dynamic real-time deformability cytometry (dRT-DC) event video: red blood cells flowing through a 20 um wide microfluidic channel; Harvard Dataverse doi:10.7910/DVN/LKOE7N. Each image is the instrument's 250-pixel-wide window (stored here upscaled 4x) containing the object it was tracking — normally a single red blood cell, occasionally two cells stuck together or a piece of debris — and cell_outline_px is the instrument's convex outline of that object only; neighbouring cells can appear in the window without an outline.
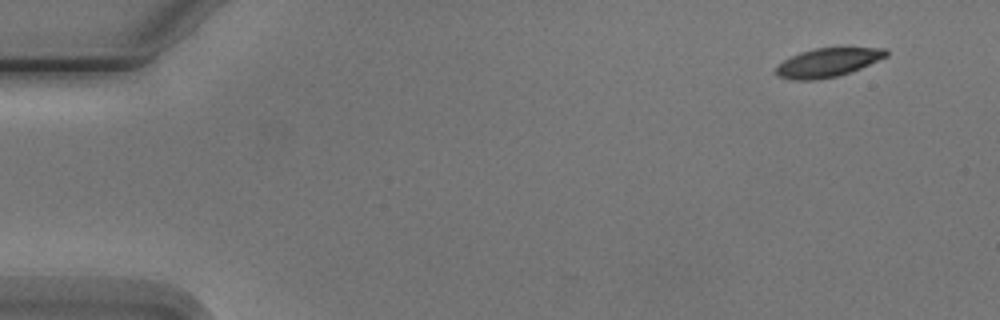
{"species": "Egyptian fruit bat (a non-hibernating species)", "species_latin": "Rousettus aegyptiacus", "temperature_condition": "cold", "stored_images_in_passage": 5, "camera_frame_rate_fps": 3000, "um_per_image_px": 0.085, "animal": {"sex": "male"}, "frame": {"image": 1, "passage_image": 1, "time_ms": 0.0, "image_size_px": [1000, 320], "cell_outline_px": [[888, 56], [860, 68], [836, 76], [816, 80], [792, 80], [776, 76], [776, 68], [784, 60], [800, 52], [816, 48], [888, 48]], "centroid_in_image_um": [70.36, 5.32], "position_along_channel_um": 14.6, "area_um2": 18.26}}
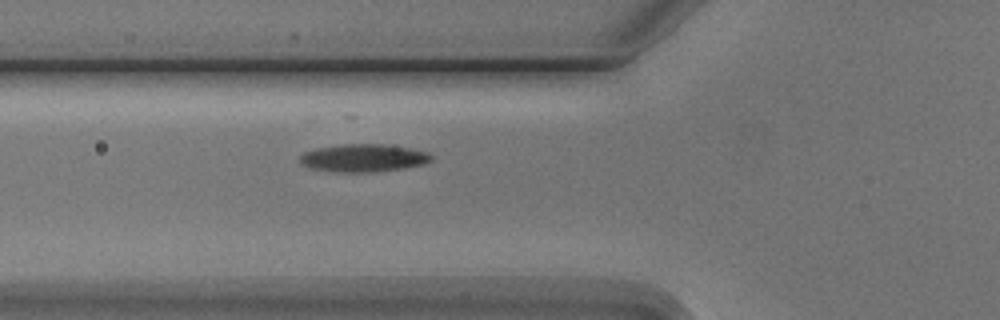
{"frame": {"image": 2, "passage_image": 5, "time_ms": 5.333, "image_size_px": [1000, 320], "cell_outline_px": [[432, 160], [424, 164], [404, 168], [376, 172], [336, 172], [312, 168], [304, 164], [300, 160], [300, 156], [304, 152], [316, 148], [344, 144], [388, 144], [412, 148], [428, 152], [432, 156]], "centroid_in_image_um": [30.95, 13.42], "position_along_channel_um": 94.9, "area_um2": 21.33}}